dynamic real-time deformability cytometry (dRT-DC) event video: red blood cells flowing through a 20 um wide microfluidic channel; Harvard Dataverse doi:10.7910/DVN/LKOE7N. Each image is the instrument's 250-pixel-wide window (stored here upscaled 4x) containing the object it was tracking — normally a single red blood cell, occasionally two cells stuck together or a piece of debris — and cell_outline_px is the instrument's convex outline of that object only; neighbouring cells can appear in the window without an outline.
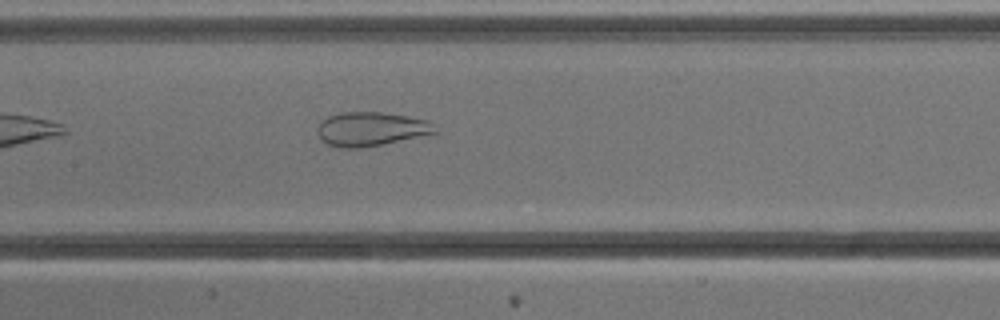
{"species": "common noctule bat (a hibernating species)", "species_latin": "Nyctalus noctula", "temperature_condition": "cold", "stored_images_in_passage": 6, "camera_frame_rate_fps": 3000, "um_per_image_px": 0.085, "animal": {"sex": "male", "body_mass_g": 13.3}, "frame": {"image": 1, "passage_image": 6, "time_ms": 6.667, "image_size_px": [1000, 320], "cell_outline_px": [[440, 132], [384, 144], [360, 148], [340, 148], [324, 144], [320, 140], [316, 128], [328, 116], [340, 112], [384, 112], [408, 116], [428, 120]], "centroid_in_image_um": [31.52, 10.97], "position_along_channel_um": 175.9, "area_um2": 23.58}}